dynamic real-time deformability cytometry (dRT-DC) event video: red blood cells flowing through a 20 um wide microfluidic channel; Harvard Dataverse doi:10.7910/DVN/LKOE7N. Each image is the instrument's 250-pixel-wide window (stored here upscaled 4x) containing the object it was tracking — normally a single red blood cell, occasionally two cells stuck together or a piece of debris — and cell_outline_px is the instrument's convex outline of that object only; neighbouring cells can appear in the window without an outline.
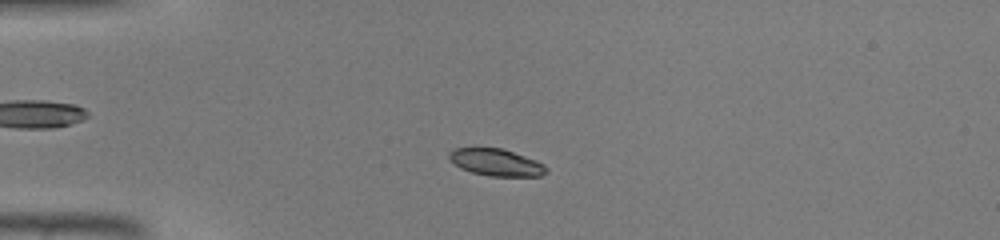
{"species": "common noctule bat (a hibernating species)", "species_latin": "Nyctalus noctula", "temperature_condition": "warm", "stored_images_in_passage": 43, "camera_frame_rate_fps": 3000, "um_per_image_px": 0.085, "animal": {"sex": "male", "body_mass_g": 19.0, "forearm_length_mm": 50.8}, "frame": {"image": 1, "passage_image": 9, "time_ms": 2.667, "image_size_px": [1000, 240], "cell_outline_px": [[548, 172], [540, 176], [492, 176], [472, 172], [460, 168], [448, 156], [448, 152], [452, 148], [504, 148], [536, 160], [544, 164], [548, 168]], "centroid_in_image_um": [42.2, 13.79], "position_along_channel_um": 42.8, "area_um2": 15.32}}
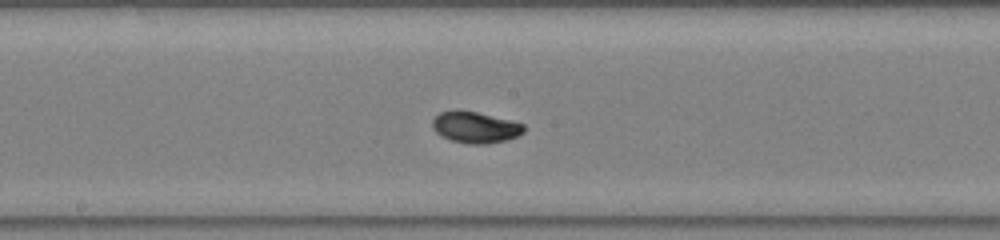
{"frame": {"image": 2, "passage_image": 22, "time_ms": 7.0, "image_size_px": [1000, 240], "cell_outline_px": [[524, 132], [516, 136], [504, 140], [488, 144], [468, 144], [452, 140], [436, 132], [432, 128], [432, 120], [440, 112], [476, 112], [524, 124]], "centroid_in_image_um": [40.4, 10.85], "position_along_channel_um": 207.8, "area_um2": 16.07}}
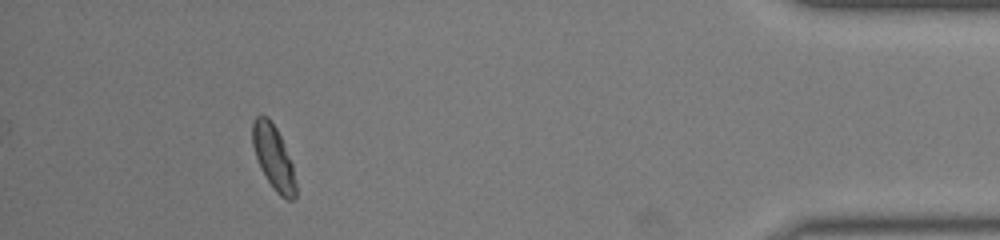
{"frame": {"image": 3, "passage_image": 39, "time_ms": 12.667, "image_size_px": [1000, 240], "cell_outline_px": [[296, 196], [292, 200], [284, 200], [272, 188], [256, 156], [252, 144], [252, 120], [256, 116], [264, 116], [276, 128], [280, 136], [292, 164], [296, 184]], "centroid_in_image_um": [23.25, 13.42], "position_along_channel_um": 411.9, "area_um2": 15.78}}